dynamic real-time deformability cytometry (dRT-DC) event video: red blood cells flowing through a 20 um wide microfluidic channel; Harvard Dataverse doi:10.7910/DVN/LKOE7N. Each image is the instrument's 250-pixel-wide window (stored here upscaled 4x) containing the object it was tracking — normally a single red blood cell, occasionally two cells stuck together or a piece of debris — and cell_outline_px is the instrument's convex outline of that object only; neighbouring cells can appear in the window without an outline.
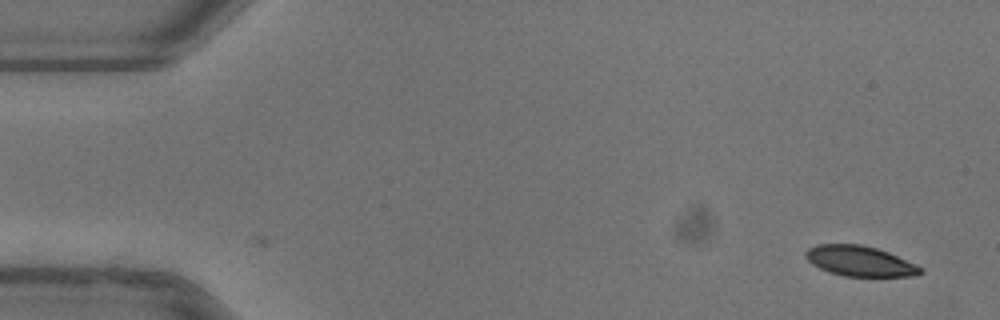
{"species": "common noctule bat (a hibernating species)", "species_latin": "Nyctalus noctula", "temperature_condition": "warm", "stored_images_in_passage": 3, "camera_frame_rate_fps": 3000, "um_per_image_px": 0.085, "animal": {"sex": "female"}, "frame": {"image": 1, "passage_image": 3, "time_ms": 0.667, "image_size_px": [1000, 320], "cell_outline_px": [[924, 272], [916, 276], [844, 276], [828, 272], [812, 264], [804, 256], [804, 252], [808, 248], [816, 244], [860, 244], [876, 248], [888, 252], [916, 264], [924, 268]], "centroid_in_image_um": [73.09, 22.19], "position_along_channel_um": 11.9, "area_um2": 20.4}}